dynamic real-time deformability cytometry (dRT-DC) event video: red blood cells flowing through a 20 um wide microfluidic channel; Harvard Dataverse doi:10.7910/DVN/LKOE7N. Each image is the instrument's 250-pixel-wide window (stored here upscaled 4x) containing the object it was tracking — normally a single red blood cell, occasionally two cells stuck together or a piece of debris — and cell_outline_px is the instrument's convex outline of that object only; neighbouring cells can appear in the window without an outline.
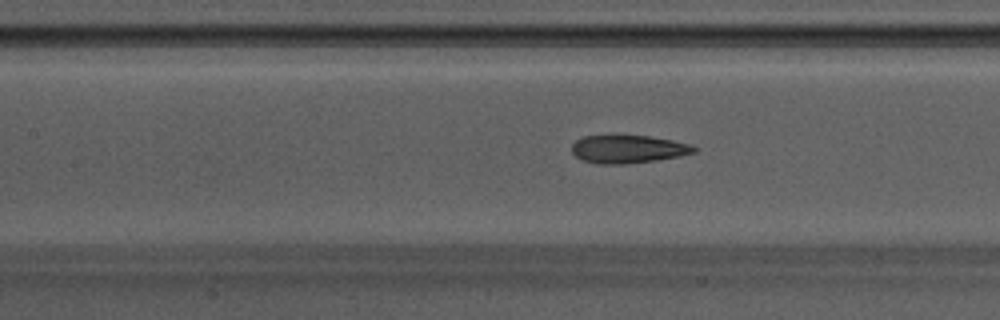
{"species": "Egyptian fruit bat (a non-hibernating species)", "species_latin": "Rousettus aegyptiacus", "temperature_condition": "warm", "stored_images_in_passage": 44, "camera_frame_rate_fps": 3000, "um_per_image_px": 0.085, "animal": {"sex": "male"}, "frame": {"image": 1, "passage_image": 22, "time_ms": 7.0, "image_size_px": [1000, 320], "cell_outline_px": [[696, 152], [680, 156], [656, 160], [628, 164], [596, 164], [584, 160], [576, 156], [572, 152], [572, 144], [576, 140], [584, 136], [616, 132], [648, 136], [672, 140], [688, 144], [696, 148]], "centroid_in_image_um": [53.33, 12.63], "position_along_channel_um": 154.1, "area_um2": 20.69}}
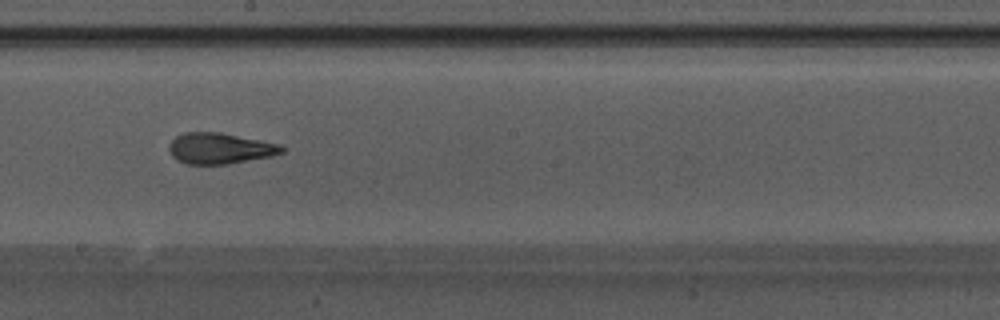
{"frame": {"image": 2, "passage_image": 28, "time_ms": 9.0, "image_size_px": [1000, 320], "cell_outline_px": [[284, 152], [272, 156], [228, 164], [188, 164], [172, 156], [168, 148], [172, 140], [176, 136], [184, 132], [220, 132], [276, 144], [284, 148]], "centroid_in_image_um": [18.66, 12.61], "position_along_channel_um": 229.5, "area_um2": 20.0}}
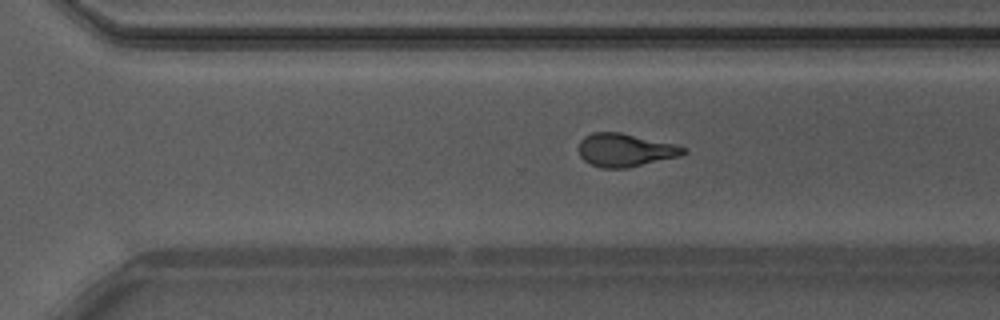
{"frame": {"image": 3, "passage_image": 35, "time_ms": 11.333, "image_size_px": [1000, 320], "cell_outline_px": [[688, 152], [680, 156], [628, 168], [600, 168], [588, 164], [580, 156], [576, 148], [580, 140], [584, 136], [592, 132], [620, 132], [676, 144], [688, 148]], "centroid_in_image_um": [53.12, 12.76], "position_along_channel_um": 317.5, "area_um2": 20.69}, "authors_computed_cell_mechanics": {"area_um2": 20.9525, "velocity_mm_per_s": 3.7853, "shape_relaxation_time_tau1_ms": 8.2737, "shape_relaxation_time_tau2_ms": 1.6681, "deformation_change_tau1": 0.218, "deformation_change_tau2": 0.0905}}